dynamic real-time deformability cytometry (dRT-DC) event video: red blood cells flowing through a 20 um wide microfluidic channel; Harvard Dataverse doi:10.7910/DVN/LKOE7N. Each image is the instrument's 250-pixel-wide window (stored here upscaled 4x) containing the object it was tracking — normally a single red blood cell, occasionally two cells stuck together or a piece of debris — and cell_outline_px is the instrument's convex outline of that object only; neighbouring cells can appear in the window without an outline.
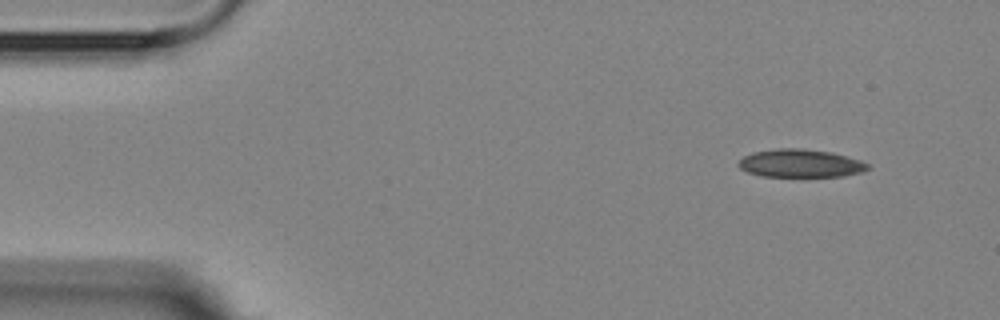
{"species": "Egyptian fruit bat (a non-hibernating species)", "species_latin": "Rousettus aegyptiacus", "temperature_condition": "room temperature", "stored_images_in_passage": 6, "segment_of_instrument_passage": [1, 2], "camera_frame_rate_fps": 3000, "um_per_image_px": 0.085, "animal": {"sex": "female"}, "frame": {"image": 1, "passage_image": 2, "time_ms": 1.333, "image_size_px": [1000, 320], "cell_outline_px": [[872, 168], [864, 172], [844, 176], [764, 176], [748, 172], [740, 168], [736, 164], [744, 156], [752, 152], [780, 148], [804, 148], [832, 152], [860, 160], [868, 164]], "centroid_in_image_um": [68.07, 13.88], "position_along_channel_um": 16.9, "area_um2": 21.21}}
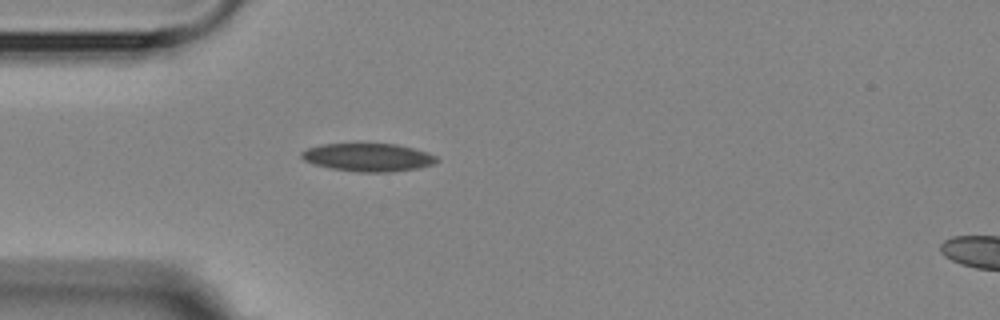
{"frame": {"image": 2, "passage_image": 5, "time_ms": 4.667, "image_size_px": [1000, 320], "cell_outline_px": [[440, 160], [432, 164], [420, 168], [392, 172], [356, 172], [332, 168], [312, 164], [304, 160], [300, 156], [300, 152], [308, 148], [320, 144], [396, 144], [428, 152], [436, 156]], "centroid_in_image_um": [31.29, 13.38], "position_along_channel_um": 53.7, "area_um2": 22.2}}